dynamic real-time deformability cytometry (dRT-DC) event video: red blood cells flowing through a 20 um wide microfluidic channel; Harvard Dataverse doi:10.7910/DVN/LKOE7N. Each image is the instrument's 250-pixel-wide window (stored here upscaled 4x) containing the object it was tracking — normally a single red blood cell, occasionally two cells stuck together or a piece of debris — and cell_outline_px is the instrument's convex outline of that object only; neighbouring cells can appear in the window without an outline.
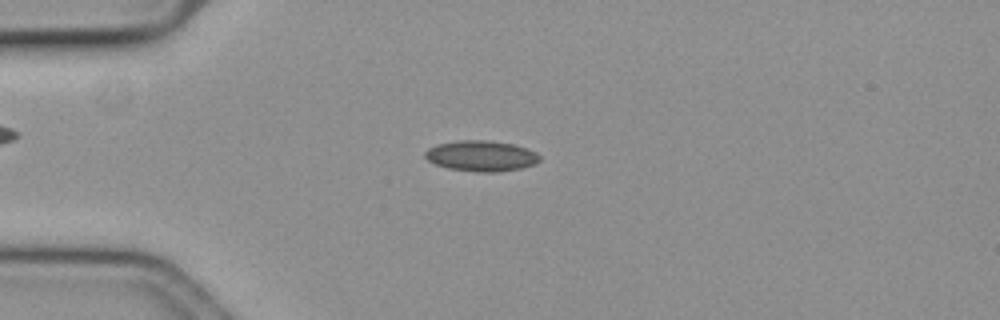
{"species": "common noctule bat (a hibernating species)", "species_latin": "Nyctalus noctula", "temperature_condition": "cold", "stored_images_in_passage": 56, "camera_frame_rate_fps": 3000, "um_per_image_px": 0.085, "animal": {"sex": "female", "body_mass_g": 19.3, "forearm_length_mm": 54.1}, "frame": {"image": 1, "passage_image": 14, "time_ms": 4.333, "image_size_px": [1000, 320], "cell_outline_px": [[540, 160], [532, 164], [520, 168], [496, 172], [476, 172], [448, 168], [436, 164], [428, 160], [424, 156], [424, 152], [428, 148], [436, 144], [460, 140], [488, 140], [512, 144], [536, 152], [540, 156]], "centroid_in_image_um": [40.86, 13.25], "position_along_channel_um": 44.1, "area_um2": 20.35}}
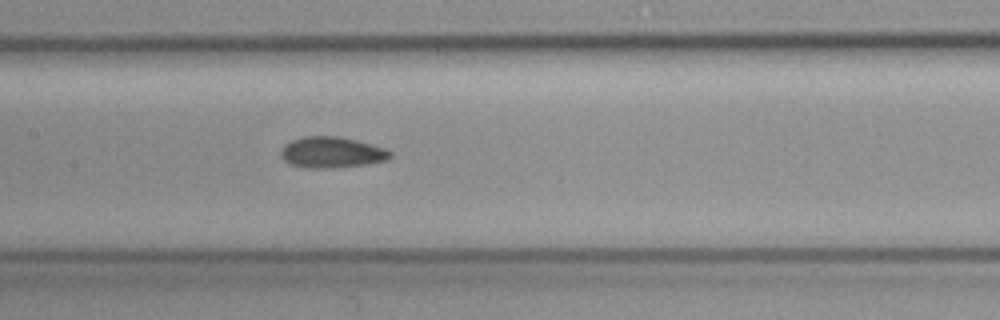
{"frame": {"image": 2, "passage_image": 27, "time_ms": 8.667, "image_size_px": [1000, 320], "cell_outline_px": [[392, 156], [388, 160], [364, 164], [324, 168], [304, 168], [288, 164], [280, 156], [280, 152], [292, 140], [304, 136], [340, 136], [356, 140], [384, 148], [392, 152]], "centroid_in_image_um": [28.19, 12.95], "position_along_channel_um": 179.2, "area_um2": 19.59}}
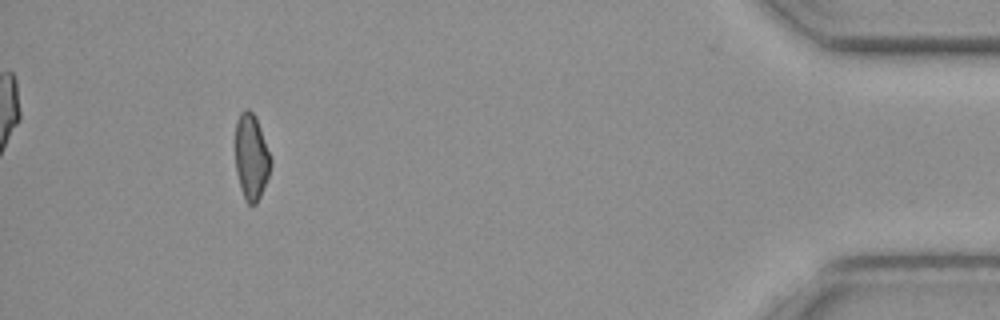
{"frame": {"image": 3, "passage_image": 52, "time_ms": 17.0, "image_size_px": [1000, 320], "cell_outline_px": [[272, 164], [268, 176], [260, 196], [256, 204], [248, 204], [244, 200], [240, 188], [236, 168], [236, 120], [240, 112], [244, 108], [248, 108], [256, 116], [272, 160]], "centroid_in_image_um": [21.36, 13.32], "position_along_channel_um": 413.8, "area_um2": 17.74}, "authors_computed_cell_mechanics": {"area_um2": 18.9006, "velocity_mm_per_s": 3.6328, "shape_relaxation_time_tau1_ms": 8.7008, "shape_relaxation_time_tau2_ms": 2.0622, "deformation_change_tau1": 0.131, "deformation_change_tau2": 0.0618}}